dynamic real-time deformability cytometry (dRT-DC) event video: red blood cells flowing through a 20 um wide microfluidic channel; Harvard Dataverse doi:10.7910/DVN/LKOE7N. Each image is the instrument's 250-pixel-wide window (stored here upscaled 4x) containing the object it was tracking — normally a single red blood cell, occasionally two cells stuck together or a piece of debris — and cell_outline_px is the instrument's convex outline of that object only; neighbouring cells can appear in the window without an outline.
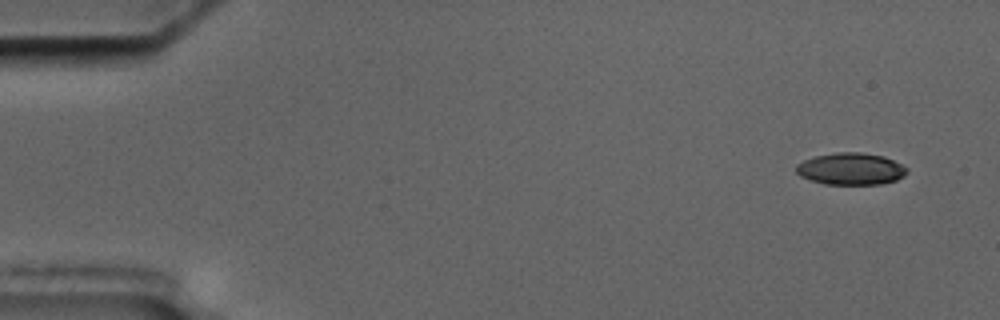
{"species": "common noctule bat (a hibernating species)", "species_latin": "Nyctalus noctula", "temperature_condition": "cold", "stored_images_in_passage": 4, "camera_frame_rate_fps": 3000, "um_per_image_px": 0.085, "animal": {"sex": "male", "body_mass_g": 17.5, "forearm_length_mm": 52.3}, "frame": {"image": 1, "passage_image": 1, "time_ms": 0.0, "image_size_px": [1000, 320], "cell_outline_px": [[908, 172], [904, 176], [896, 180], [880, 184], [824, 184], [800, 176], [796, 172], [796, 164], [804, 160], [816, 156], [836, 152], [860, 152], [884, 156], [908, 168]], "centroid_in_image_um": [72.32, 14.35], "position_along_channel_um": 12.7, "area_um2": 20.58}}